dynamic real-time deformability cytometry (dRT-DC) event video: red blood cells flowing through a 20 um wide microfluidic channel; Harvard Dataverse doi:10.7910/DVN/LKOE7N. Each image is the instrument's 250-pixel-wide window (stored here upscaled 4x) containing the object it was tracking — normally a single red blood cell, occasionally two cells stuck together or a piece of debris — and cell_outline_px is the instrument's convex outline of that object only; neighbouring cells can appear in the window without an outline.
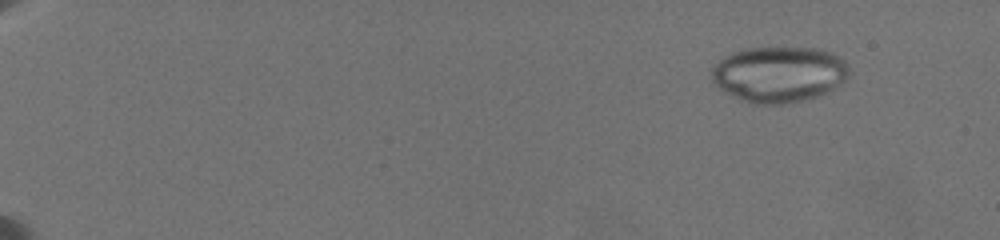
{"species": "common noctule bat (a hibernating species)", "species_latin": "Nyctalus noctula", "temperature_condition": "warm", "stored_images_in_passage": 31, "camera_frame_rate_fps": 3000, "um_per_image_px": 0.085, "animal": {"sex": "female", "body_mass_g": 19.5, "forearm_length_mm": 54.1}, "frame": {"image": 1, "passage_image": 5, "time_ms": 2.333, "image_size_px": [1000, 240], "cell_outline_px": [[848, 76], [840, 84], [816, 96], [800, 100], [780, 104], [752, 104], [740, 100], [724, 92], [712, 80], [712, 68], [724, 56], [732, 52], [744, 48], [816, 48], [832, 52], [844, 60], [848, 64]], "centroid_in_image_um": [66.18, 6.3], "position_along_channel_um": 18.8, "area_um2": 44.51}}
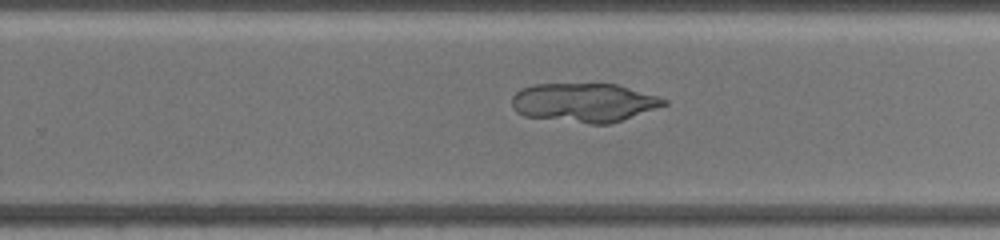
{"frame": {"image": 2, "passage_image": 20, "time_ms": 14.667, "image_size_px": [1000, 240], "cell_outline_px": [[668, 104], [608, 124], [588, 124], [524, 116], [516, 112], [512, 108], [512, 96], [520, 88], [532, 84], [616, 84], [656, 96], [668, 100]], "centroid_in_image_um": [49.58, 8.72], "position_along_channel_um": 280.2, "area_um2": 34.33}}
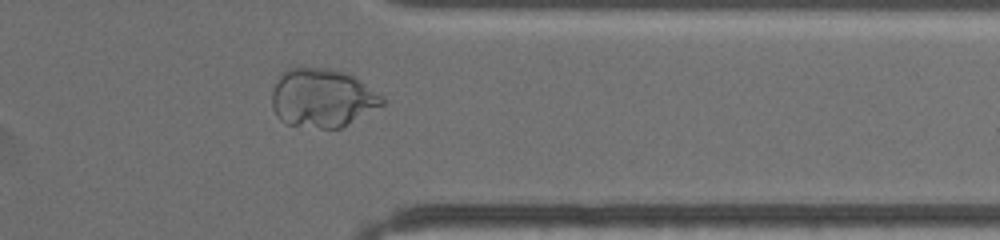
{"frame": {"image": 3, "passage_image": 25, "time_ms": 17.667, "image_size_px": [1000, 240], "cell_outline_px": [[388, 100], [384, 104], [340, 128], [320, 128], [284, 124], [276, 116], [272, 108], [272, 88], [280, 76], [288, 68], [324, 68], [348, 72], [356, 76], [384, 96]], "centroid_in_image_um": [27.41, 8.32], "position_along_channel_um": 384.0, "area_um2": 38.03}}